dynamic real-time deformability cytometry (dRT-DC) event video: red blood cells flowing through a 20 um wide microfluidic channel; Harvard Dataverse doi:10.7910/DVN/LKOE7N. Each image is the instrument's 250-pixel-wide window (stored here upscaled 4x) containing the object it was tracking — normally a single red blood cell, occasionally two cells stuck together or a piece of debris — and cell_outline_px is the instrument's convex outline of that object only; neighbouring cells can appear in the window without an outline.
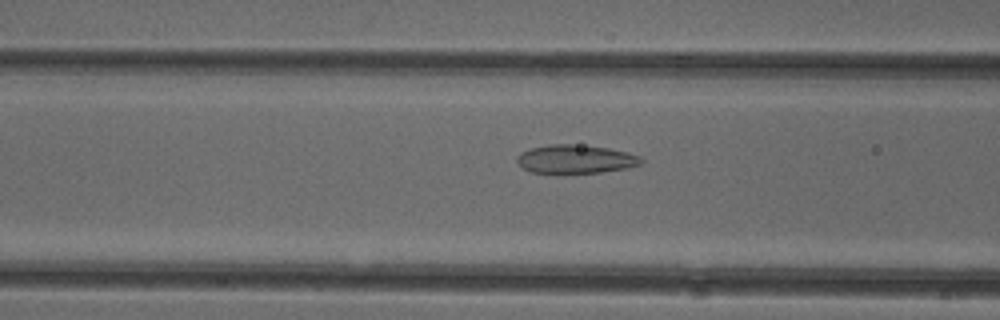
{"species": "common noctule bat (a hibernating species)", "species_latin": "Nyctalus noctula", "temperature_condition": "cold", "stored_images_in_passage": 51, "camera_frame_rate_fps": 3000, "um_per_image_px": 0.085, "animal": {"sex": "female"}, "frame": {"image": 1, "passage_image": 20, "time_ms": 6.333, "image_size_px": [1000, 320], "cell_outline_px": [[644, 160], [640, 164], [628, 168], [600, 172], [532, 172], [524, 168], [516, 160], [516, 156], [520, 152], [528, 148], [548, 144], [572, 144], [608, 148], [628, 152], [640, 156]], "centroid_in_image_um": [48.92, 13.5], "position_along_channel_um": 117.7, "area_um2": 20.52}}
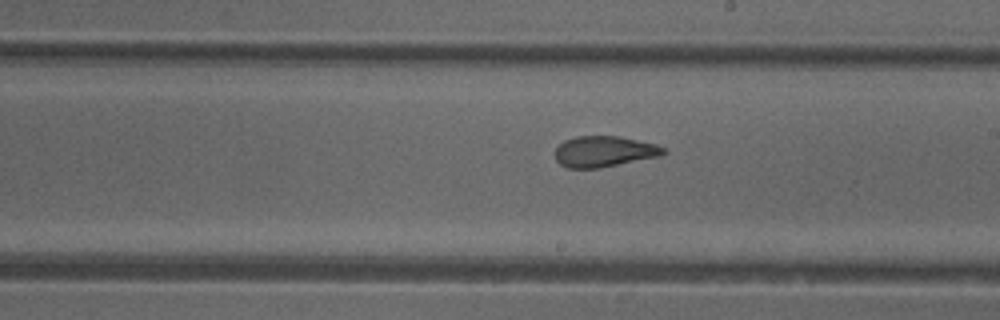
{"frame": {"image": 2, "passage_image": 29, "time_ms": 9.333, "image_size_px": [1000, 320], "cell_outline_px": [[668, 152], [660, 156], [600, 168], [568, 168], [560, 164], [556, 160], [556, 148], [564, 140], [576, 136], [620, 136], [656, 144], [664, 148]], "centroid_in_image_um": [51.36, 12.87], "position_along_channel_um": 237.6, "area_um2": 19.54}}
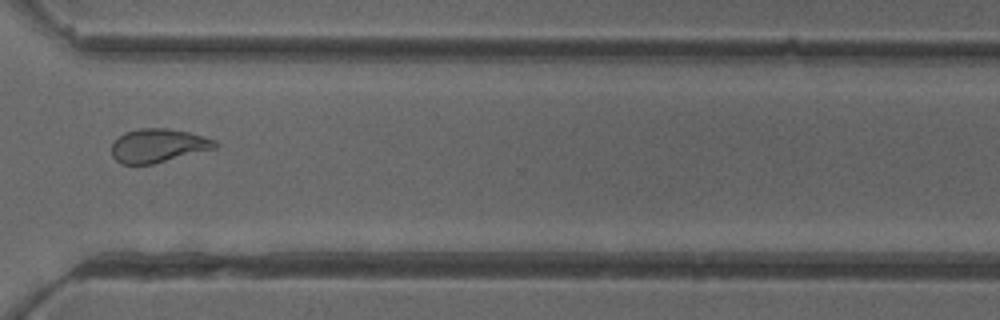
{"frame": {"image": 3, "passage_image": 38, "time_ms": 12.333, "image_size_px": [1000, 320], "cell_outline_px": [[220, 144], [216, 148], [152, 164], [120, 164], [112, 156], [112, 144], [124, 132], [140, 128], [168, 128], [188, 132], [204, 136], [216, 140]], "centroid_in_image_um": [13.46, 12.37], "position_along_channel_um": 357.1, "area_um2": 20.29}, "authors_computed_cell_mechanics": {"area_um2": 21.097, "velocity_mm_per_s": 3.9908, "shape_relaxation_time_tau1_ms": 10.3068, "shape_relaxation_time_tau2_ms": 1.3088, "deformation_change_tau1": 0.206, "deformation_change_tau2": 0.0954}}